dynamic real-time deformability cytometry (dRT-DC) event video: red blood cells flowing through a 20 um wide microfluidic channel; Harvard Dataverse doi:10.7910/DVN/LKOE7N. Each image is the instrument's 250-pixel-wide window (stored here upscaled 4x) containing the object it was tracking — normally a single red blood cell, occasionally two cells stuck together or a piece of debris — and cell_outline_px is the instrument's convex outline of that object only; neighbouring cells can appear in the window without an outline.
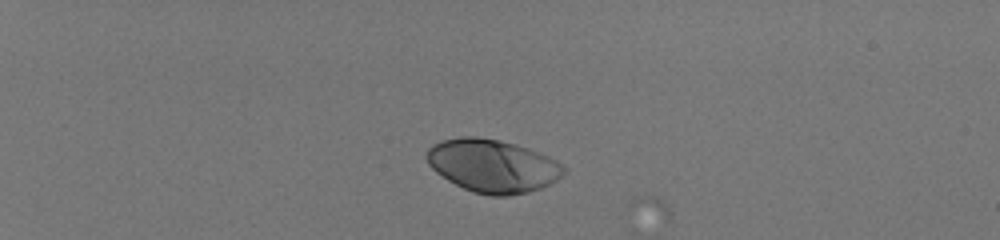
{"species": "human", "species_latin": "Homo sapiens", "temperature_condition": "room temperature", "stored_images_in_passage": 2, "camera_frame_rate_fps": 3000, "um_per_image_px": 0.085, "donor": {"sex": "male"}, "frame": {"image": 1, "passage_image": 1, "time_ms": 0.0, "image_size_px": [1000, 240], "cell_outline_px": [[568, 168], [564, 176], [540, 188], [528, 192], [508, 196], [492, 196], [472, 192], [448, 180], [436, 172], [428, 164], [428, 148], [432, 144], [440, 140], [460, 136], [476, 136], [500, 140], [516, 144], [540, 152], [556, 160]], "centroid_in_image_um": [41.9, 14.08], "position_along_channel_um": 43.1, "area_um2": 42.6}}